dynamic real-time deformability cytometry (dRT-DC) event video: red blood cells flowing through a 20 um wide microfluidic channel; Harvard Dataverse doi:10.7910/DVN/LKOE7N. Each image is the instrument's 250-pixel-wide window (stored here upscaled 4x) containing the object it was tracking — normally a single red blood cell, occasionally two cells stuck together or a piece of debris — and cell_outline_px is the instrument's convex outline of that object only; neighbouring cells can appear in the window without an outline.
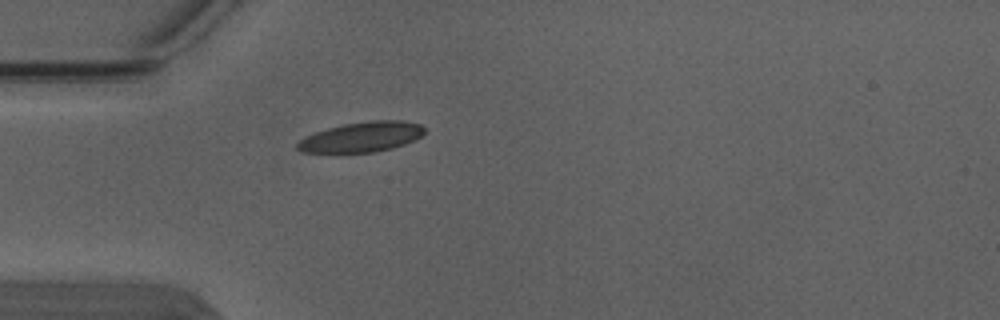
{"species": "Egyptian fruit bat (a non-hibernating species)", "species_latin": "Rousettus aegyptiacus", "temperature_condition": "warm", "stored_images_in_passage": 1, "camera_frame_rate_fps": 3000, "um_per_image_px": 0.085, "animal": {"sex": "male"}, "frame": {"image": 1, "passage_image": 1, "time_ms": 0.0, "image_size_px": [1000, 320], "cell_outline_px": [[424, 132], [420, 136], [404, 144], [392, 148], [372, 152], [304, 152], [296, 148], [296, 144], [304, 136], [328, 128], [344, 124], [372, 120], [404, 120], [420, 124], [424, 128]], "centroid_in_image_um": [30.73, 11.63], "position_along_channel_um": 54.3, "area_um2": 22.02}}